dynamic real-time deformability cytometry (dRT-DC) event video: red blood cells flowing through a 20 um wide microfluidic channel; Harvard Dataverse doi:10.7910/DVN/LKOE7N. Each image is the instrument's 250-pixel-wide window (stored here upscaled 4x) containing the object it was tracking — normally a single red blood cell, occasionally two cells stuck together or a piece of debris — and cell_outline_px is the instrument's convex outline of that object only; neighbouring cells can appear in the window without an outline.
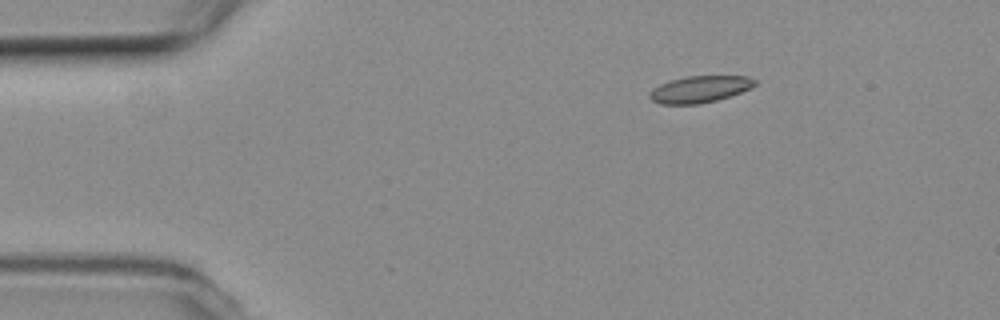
{"species": "common noctule bat (a hibernating species)", "species_latin": "Nyctalus noctula", "temperature_condition": "room temperature", "stored_images_in_passage": 47, "camera_frame_rate_fps": 3000, "um_per_image_px": 0.085, "animal": {"sex": "female", "body_mass_g": 19.3, "forearm_length_mm": 54.1}, "frame": {"image": 1, "passage_image": 1, "time_ms": 0.0, "image_size_px": [1000, 320], "cell_outline_px": [[756, 84], [752, 88], [716, 100], [700, 104], [660, 104], [652, 100], [648, 96], [648, 92], [652, 88], [660, 84], [672, 80], [688, 76], [748, 76], [756, 80]], "centroid_in_image_um": [59.46, 7.58], "position_along_channel_um": 25.5, "area_um2": 16.36}}
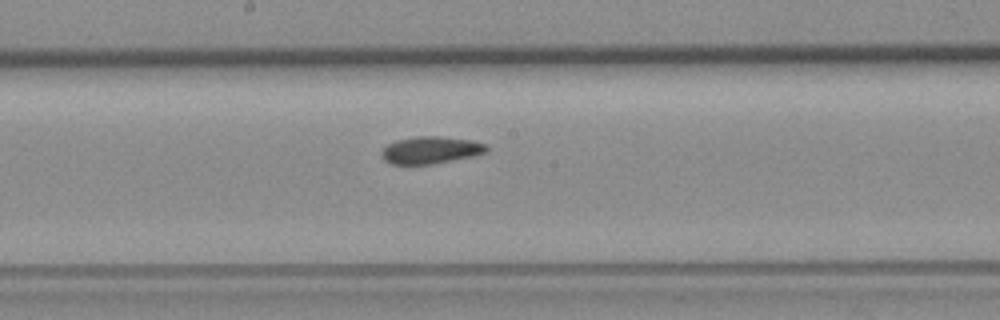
{"frame": {"image": 2, "passage_image": 21, "time_ms": 6.667, "image_size_px": [1000, 320], "cell_outline_px": [[488, 152], [472, 156], [432, 164], [392, 164], [384, 160], [380, 152], [388, 144], [396, 140], [416, 136], [440, 136], [472, 140], [484, 144], [488, 148]], "centroid_in_image_um": [36.6, 12.75], "position_along_channel_um": 211.6, "area_um2": 16.59}}
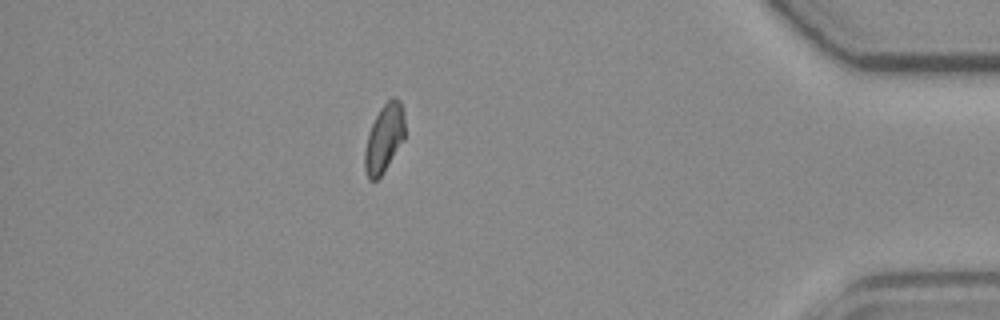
{"frame": {"image": 3, "passage_image": 40, "time_ms": 13.0, "image_size_px": [1000, 320], "cell_outline_px": [[404, 140], [380, 176], [376, 180], [368, 180], [364, 168], [364, 152], [368, 136], [372, 124], [380, 108], [392, 96], [400, 100], [404, 108]], "centroid_in_image_um": [32.66, 11.73], "position_along_channel_um": 402.5, "area_um2": 15.84}, "authors_computed_cell_mechanics": {"area_um2": 16.5308, "velocity_mm_per_s": 3.7719, "shape_relaxation_time_tau1_ms": null, "shape_relaxation_time_tau2_ms": 4.1631, "deformation_change_tau1": null, "deformation_change_tau2": 0.097}}